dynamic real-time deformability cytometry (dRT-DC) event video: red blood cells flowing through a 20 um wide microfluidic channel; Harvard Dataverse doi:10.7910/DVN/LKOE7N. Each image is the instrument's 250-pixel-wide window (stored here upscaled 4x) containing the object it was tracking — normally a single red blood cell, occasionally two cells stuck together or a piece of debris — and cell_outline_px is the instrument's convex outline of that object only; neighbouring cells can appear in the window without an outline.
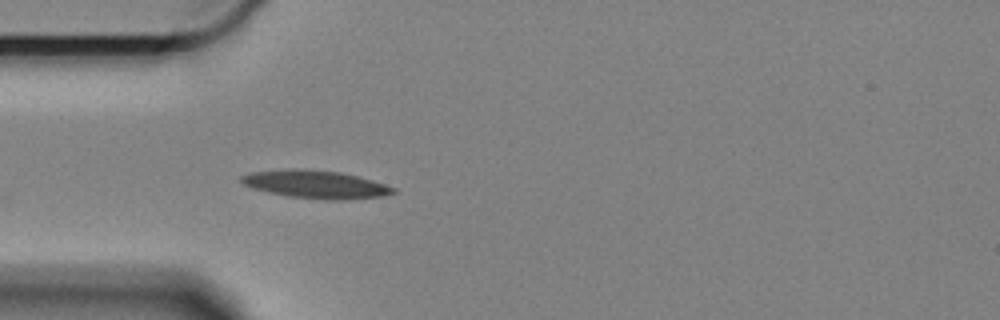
{"species": "Egyptian fruit bat (a non-hibernating species)", "species_latin": "Rousettus aegyptiacus", "temperature_condition": "cold", "stored_images_in_passage": 6, "camera_frame_rate_fps": 3000, "um_per_image_px": 0.085, "animal": {"sex": "female"}, "frame": {"image": 1, "passage_image": 1, "time_ms": 0.0, "image_size_px": [1000, 320], "cell_outline_px": [[396, 192], [380, 196], [340, 200], [324, 200], [288, 196], [268, 192], [252, 188], [244, 184], [240, 180], [240, 176], [252, 172], [340, 172], [372, 180], [396, 188]], "centroid_in_image_um": [26.9, 15.73], "position_along_channel_um": 58.1, "area_um2": 23.24}}
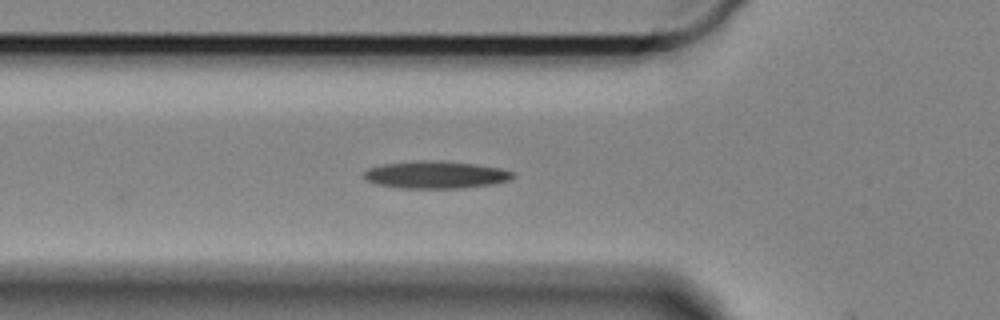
{"frame": {"image": 2, "passage_image": 4, "time_ms": 1.0, "image_size_px": [1000, 320], "cell_outline_px": [[516, 176], [508, 180], [492, 184], [460, 188], [400, 188], [376, 184], [368, 180], [364, 176], [364, 172], [368, 168], [380, 164], [416, 160], [440, 160], [476, 164], [500, 168], [516, 172]], "centroid_in_image_um": [37.04, 14.84], "position_along_channel_um": 88.8, "area_um2": 23.99}}